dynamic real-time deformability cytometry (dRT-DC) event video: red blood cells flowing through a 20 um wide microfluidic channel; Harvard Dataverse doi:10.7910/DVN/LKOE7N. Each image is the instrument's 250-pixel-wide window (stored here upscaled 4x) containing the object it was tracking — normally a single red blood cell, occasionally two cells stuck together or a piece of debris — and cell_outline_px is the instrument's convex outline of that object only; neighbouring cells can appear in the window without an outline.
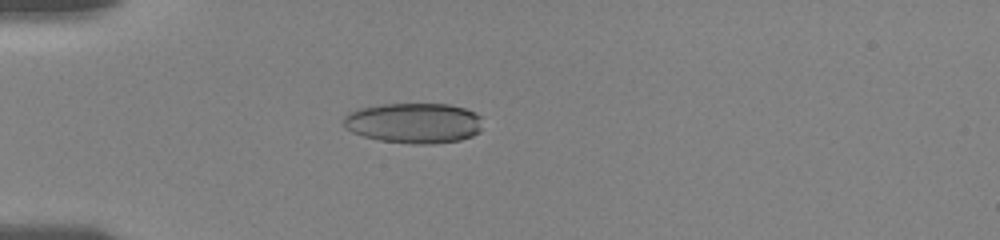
{"species": "human", "species_latin": "Homo sapiens", "temperature_condition": "room temperature", "stored_images_in_passage": 47, "camera_frame_rate_fps": 3000, "um_per_image_px": 0.085, "donor": {"sex": "female"}, "frame": {"image": 1, "passage_image": 14, "time_ms": 5.0, "image_size_px": [1000, 240], "cell_outline_px": [[480, 132], [472, 136], [460, 140], [432, 144], [416, 144], [380, 140], [364, 136], [352, 132], [344, 128], [344, 116], [348, 112], [360, 108], [384, 104], [448, 104], [464, 108], [476, 112], [480, 116]], "centroid_in_image_um": [35.18, 10.45], "position_along_channel_um": 49.8, "area_um2": 32.71}}
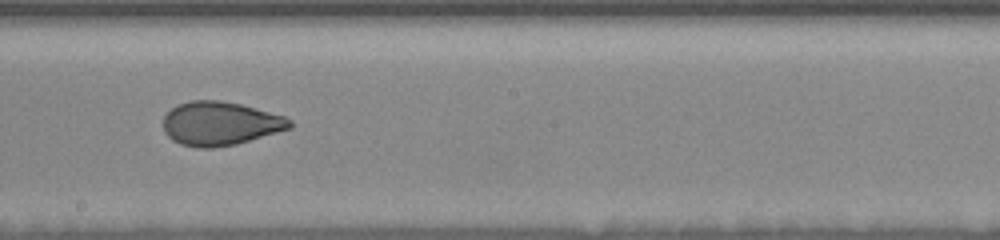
{"frame": {"image": 2, "passage_image": 30, "time_ms": 10.333, "image_size_px": [1000, 240], "cell_outline_px": [[292, 128], [236, 144], [212, 148], [200, 148], [180, 144], [172, 140], [164, 132], [164, 116], [172, 108], [180, 104], [192, 100], [220, 100], [240, 104], [284, 116], [292, 120]], "centroid_in_image_um": [18.72, 10.51], "position_along_channel_um": 229.5, "area_um2": 32.14}}
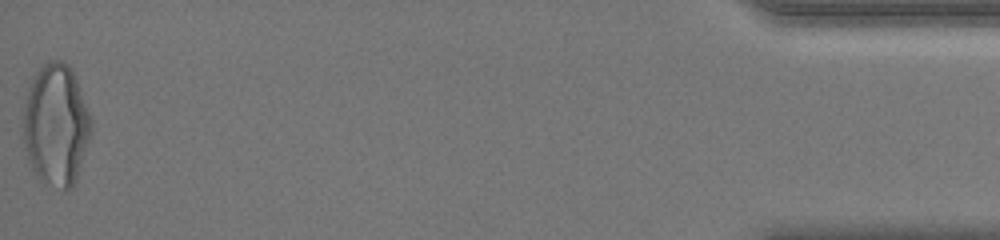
{"frame": {"image": 3, "passage_image": 47, "time_ms": 18.0, "image_size_px": [1000, 240], "cell_outline_px": [[92, 132], [76, 180], [72, 188], [64, 188], [40, 176], [32, 168], [24, 144], [24, 108], [28, 88], [32, 76], [48, 60], [60, 60], [68, 64], [72, 68], [92, 120]], "centroid_in_image_um": [4.79, 10.53], "position_along_channel_um": 430.4, "area_um2": 47.4}, "authors_computed_cell_mechanics": {"area_um2": 32.8304, "velocity_mm_per_s": 3.7162, "shape_relaxation_time_tau1_ms": 4.4385, "shape_relaxation_time_tau2_ms": 1.4985, "deformation_change_tau1": 0.1594, "deformation_change_tau2": 0.0661}}